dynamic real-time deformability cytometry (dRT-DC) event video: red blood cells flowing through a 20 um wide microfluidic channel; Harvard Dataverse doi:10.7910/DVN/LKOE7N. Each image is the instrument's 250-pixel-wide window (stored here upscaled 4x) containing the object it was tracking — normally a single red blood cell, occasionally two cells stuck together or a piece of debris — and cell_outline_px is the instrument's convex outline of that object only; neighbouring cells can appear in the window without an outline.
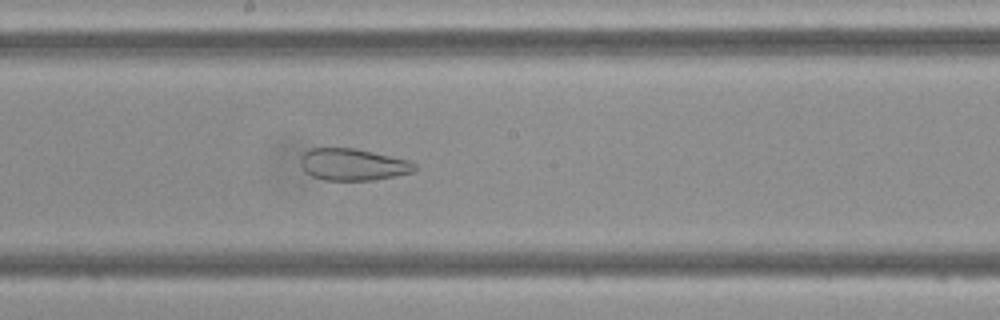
{"species": "Egyptian fruit bat (a non-hibernating species)", "species_latin": "Rousettus aegyptiacus", "temperature_condition": "cold", "stored_images_in_passage": 49, "segment_of_instrument_passage": [1, 2], "camera_frame_rate_fps": 3000, "um_per_image_px": 0.085, "frame": {"image": 1, "passage_image": 26, "time_ms": 8.333, "image_size_px": [1000, 320], "cell_outline_px": [[416, 168], [412, 172], [372, 180], [324, 180], [312, 176], [304, 168], [304, 152], [312, 148], [356, 148], [408, 160], [416, 164]], "centroid_in_image_um": [30.05, 13.98], "position_along_channel_um": 218.2, "area_um2": 20.63}}
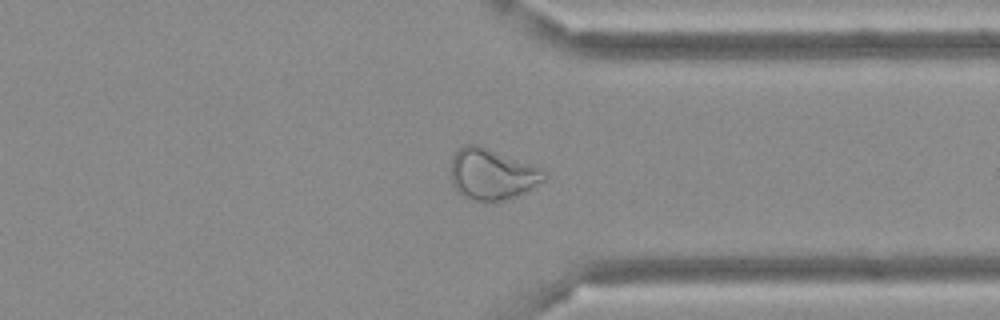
{"frame": {"image": 2, "passage_image": 37, "time_ms": 12.0, "image_size_px": [1000, 320], "cell_outline_px": [[548, 176], [544, 180], [532, 188], [516, 196], [504, 200], [468, 200], [452, 184], [452, 156], [464, 144], [480, 144], [540, 168]], "centroid_in_image_um": [41.81, 14.78], "position_along_channel_um": 369.6, "area_um2": 27.46}}
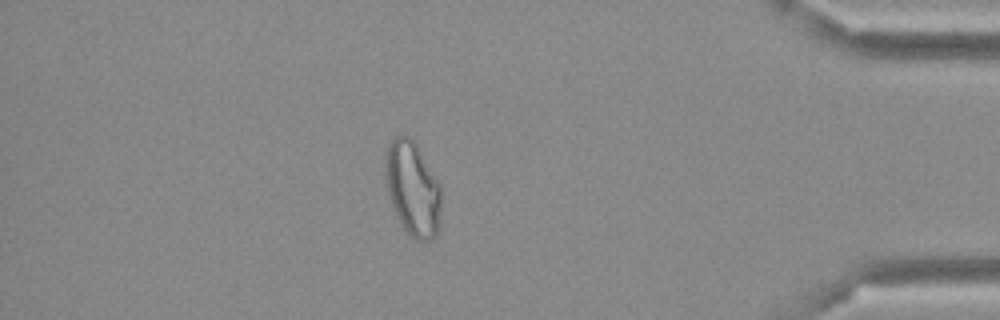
{"frame": {"image": 3, "passage_image": 42, "time_ms": 13.667, "image_size_px": [1000, 320], "cell_outline_px": [[440, 224], [436, 236], [432, 240], [416, 240], [404, 232], [396, 216], [388, 192], [384, 176], [384, 152], [388, 144], [396, 136], [408, 136], [416, 144], [440, 184]], "centroid_in_image_um": [35.05, 16.06], "position_along_channel_um": 400.1, "area_um2": 31.1}}